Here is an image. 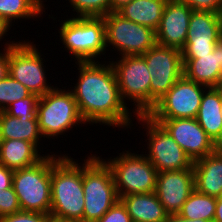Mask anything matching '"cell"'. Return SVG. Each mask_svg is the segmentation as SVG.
Wrapping results in <instances>:
<instances>
[{"mask_svg": "<svg viewBox=\"0 0 222 222\" xmlns=\"http://www.w3.org/2000/svg\"><path fill=\"white\" fill-rule=\"evenodd\" d=\"M44 222H71V221H65V220H62V219H58V218H55V217H52V216H48Z\"/></svg>", "mask_w": 222, "mask_h": 222, "instance_id": "cell-41", "label": "cell"}, {"mask_svg": "<svg viewBox=\"0 0 222 222\" xmlns=\"http://www.w3.org/2000/svg\"><path fill=\"white\" fill-rule=\"evenodd\" d=\"M193 10L179 0H168L156 29L157 44L182 50Z\"/></svg>", "mask_w": 222, "mask_h": 222, "instance_id": "cell-17", "label": "cell"}, {"mask_svg": "<svg viewBox=\"0 0 222 222\" xmlns=\"http://www.w3.org/2000/svg\"><path fill=\"white\" fill-rule=\"evenodd\" d=\"M94 222H133L126 206L119 199L100 219Z\"/></svg>", "mask_w": 222, "mask_h": 222, "instance_id": "cell-31", "label": "cell"}, {"mask_svg": "<svg viewBox=\"0 0 222 222\" xmlns=\"http://www.w3.org/2000/svg\"><path fill=\"white\" fill-rule=\"evenodd\" d=\"M49 215L40 212L20 211L0 218V222H44Z\"/></svg>", "mask_w": 222, "mask_h": 222, "instance_id": "cell-33", "label": "cell"}, {"mask_svg": "<svg viewBox=\"0 0 222 222\" xmlns=\"http://www.w3.org/2000/svg\"><path fill=\"white\" fill-rule=\"evenodd\" d=\"M168 0H132L117 13L122 17L156 31Z\"/></svg>", "mask_w": 222, "mask_h": 222, "instance_id": "cell-24", "label": "cell"}, {"mask_svg": "<svg viewBox=\"0 0 222 222\" xmlns=\"http://www.w3.org/2000/svg\"><path fill=\"white\" fill-rule=\"evenodd\" d=\"M111 62L118 82L122 100H133L136 106L134 115H148L150 112L151 78L142 55H126ZM136 103V104H135ZM136 112V113H135Z\"/></svg>", "mask_w": 222, "mask_h": 222, "instance_id": "cell-8", "label": "cell"}, {"mask_svg": "<svg viewBox=\"0 0 222 222\" xmlns=\"http://www.w3.org/2000/svg\"><path fill=\"white\" fill-rule=\"evenodd\" d=\"M16 43L14 41L6 42L4 52L0 53V80L5 79L9 75V47L14 46Z\"/></svg>", "mask_w": 222, "mask_h": 222, "instance_id": "cell-34", "label": "cell"}, {"mask_svg": "<svg viewBox=\"0 0 222 222\" xmlns=\"http://www.w3.org/2000/svg\"><path fill=\"white\" fill-rule=\"evenodd\" d=\"M153 120L165 128L193 162L213 153L218 148L196 118Z\"/></svg>", "mask_w": 222, "mask_h": 222, "instance_id": "cell-15", "label": "cell"}, {"mask_svg": "<svg viewBox=\"0 0 222 222\" xmlns=\"http://www.w3.org/2000/svg\"><path fill=\"white\" fill-rule=\"evenodd\" d=\"M218 198H221L222 199V190H221V193H220V195H219V197Z\"/></svg>", "mask_w": 222, "mask_h": 222, "instance_id": "cell-43", "label": "cell"}, {"mask_svg": "<svg viewBox=\"0 0 222 222\" xmlns=\"http://www.w3.org/2000/svg\"><path fill=\"white\" fill-rule=\"evenodd\" d=\"M31 92L10 74L0 80V111H4L11 103L29 96Z\"/></svg>", "mask_w": 222, "mask_h": 222, "instance_id": "cell-27", "label": "cell"}, {"mask_svg": "<svg viewBox=\"0 0 222 222\" xmlns=\"http://www.w3.org/2000/svg\"><path fill=\"white\" fill-rule=\"evenodd\" d=\"M195 189L203 194L219 197L222 190V148L193 163Z\"/></svg>", "mask_w": 222, "mask_h": 222, "instance_id": "cell-18", "label": "cell"}, {"mask_svg": "<svg viewBox=\"0 0 222 222\" xmlns=\"http://www.w3.org/2000/svg\"><path fill=\"white\" fill-rule=\"evenodd\" d=\"M183 76L207 88H218L222 83V66H219L218 49L198 55V58H182Z\"/></svg>", "mask_w": 222, "mask_h": 222, "instance_id": "cell-19", "label": "cell"}, {"mask_svg": "<svg viewBox=\"0 0 222 222\" xmlns=\"http://www.w3.org/2000/svg\"><path fill=\"white\" fill-rule=\"evenodd\" d=\"M222 37V14L211 11H193L182 58H198L213 52Z\"/></svg>", "mask_w": 222, "mask_h": 222, "instance_id": "cell-14", "label": "cell"}, {"mask_svg": "<svg viewBox=\"0 0 222 222\" xmlns=\"http://www.w3.org/2000/svg\"><path fill=\"white\" fill-rule=\"evenodd\" d=\"M52 155L47 154L37 164L14 170L13 189L21 211L50 215Z\"/></svg>", "mask_w": 222, "mask_h": 222, "instance_id": "cell-4", "label": "cell"}, {"mask_svg": "<svg viewBox=\"0 0 222 222\" xmlns=\"http://www.w3.org/2000/svg\"><path fill=\"white\" fill-rule=\"evenodd\" d=\"M14 170L0 164V189L5 190L12 187Z\"/></svg>", "mask_w": 222, "mask_h": 222, "instance_id": "cell-35", "label": "cell"}, {"mask_svg": "<svg viewBox=\"0 0 222 222\" xmlns=\"http://www.w3.org/2000/svg\"><path fill=\"white\" fill-rule=\"evenodd\" d=\"M194 190L193 168L157 173L155 193L169 215L178 214Z\"/></svg>", "mask_w": 222, "mask_h": 222, "instance_id": "cell-16", "label": "cell"}, {"mask_svg": "<svg viewBox=\"0 0 222 222\" xmlns=\"http://www.w3.org/2000/svg\"><path fill=\"white\" fill-rule=\"evenodd\" d=\"M217 197L198 192L196 189L182 205L178 215L189 220H207L213 222L216 212Z\"/></svg>", "mask_w": 222, "mask_h": 222, "instance_id": "cell-25", "label": "cell"}, {"mask_svg": "<svg viewBox=\"0 0 222 222\" xmlns=\"http://www.w3.org/2000/svg\"><path fill=\"white\" fill-rule=\"evenodd\" d=\"M208 88L182 76L148 113L152 119L196 118Z\"/></svg>", "mask_w": 222, "mask_h": 222, "instance_id": "cell-13", "label": "cell"}, {"mask_svg": "<svg viewBox=\"0 0 222 222\" xmlns=\"http://www.w3.org/2000/svg\"><path fill=\"white\" fill-rule=\"evenodd\" d=\"M20 211L21 207L13 186L5 190L0 189V218Z\"/></svg>", "mask_w": 222, "mask_h": 222, "instance_id": "cell-30", "label": "cell"}, {"mask_svg": "<svg viewBox=\"0 0 222 222\" xmlns=\"http://www.w3.org/2000/svg\"><path fill=\"white\" fill-rule=\"evenodd\" d=\"M10 29V25L0 16V41Z\"/></svg>", "mask_w": 222, "mask_h": 222, "instance_id": "cell-39", "label": "cell"}, {"mask_svg": "<svg viewBox=\"0 0 222 222\" xmlns=\"http://www.w3.org/2000/svg\"><path fill=\"white\" fill-rule=\"evenodd\" d=\"M222 91L219 88H208L202 96L196 120L206 134L222 148Z\"/></svg>", "mask_w": 222, "mask_h": 222, "instance_id": "cell-20", "label": "cell"}, {"mask_svg": "<svg viewBox=\"0 0 222 222\" xmlns=\"http://www.w3.org/2000/svg\"><path fill=\"white\" fill-rule=\"evenodd\" d=\"M32 42H17L9 47V74L31 93L43 96L54 87L48 85L41 53Z\"/></svg>", "mask_w": 222, "mask_h": 222, "instance_id": "cell-12", "label": "cell"}, {"mask_svg": "<svg viewBox=\"0 0 222 222\" xmlns=\"http://www.w3.org/2000/svg\"><path fill=\"white\" fill-rule=\"evenodd\" d=\"M132 0H111L112 12H117L123 6L129 4Z\"/></svg>", "mask_w": 222, "mask_h": 222, "instance_id": "cell-37", "label": "cell"}, {"mask_svg": "<svg viewBox=\"0 0 222 222\" xmlns=\"http://www.w3.org/2000/svg\"><path fill=\"white\" fill-rule=\"evenodd\" d=\"M213 222H222V199L217 197L216 212Z\"/></svg>", "mask_w": 222, "mask_h": 222, "instance_id": "cell-38", "label": "cell"}, {"mask_svg": "<svg viewBox=\"0 0 222 222\" xmlns=\"http://www.w3.org/2000/svg\"><path fill=\"white\" fill-rule=\"evenodd\" d=\"M59 34L67 52L77 62L96 61L95 58L106 53L103 17L68 18L62 21Z\"/></svg>", "mask_w": 222, "mask_h": 222, "instance_id": "cell-5", "label": "cell"}, {"mask_svg": "<svg viewBox=\"0 0 222 222\" xmlns=\"http://www.w3.org/2000/svg\"><path fill=\"white\" fill-rule=\"evenodd\" d=\"M137 121H141L146 134L149 137L147 159L157 169V172L192 169L193 161L171 135L160 124L148 115H137Z\"/></svg>", "mask_w": 222, "mask_h": 222, "instance_id": "cell-10", "label": "cell"}, {"mask_svg": "<svg viewBox=\"0 0 222 222\" xmlns=\"http://www.w3.org/2000/svg\"><path fill=\"white\" fill-rule=\"evenodd\" d=\"M75 63H78L80 74L77 84L70 91L85 124L129 128L132 114L121 98L111 62L108 65L106 61L103 65L98 61Z\"/></svg>", "mask_w": 222, "mask_h": 222, "instance_id": "cell-1", "label": "cell"}, {"mask_svg": "<svg viewBox=\"0 0 222 222\" xmlns=\"http://www.w3.org/2000/svg\"><path fill=\"white\" fill-rule=\"evenodd\" d=\"M58 157V158H57ZM83 165L71 156L52 155L50 216L83 222Z\"/></svg>", "mask_w": 222, "mask_h": 222, "instance_id": "cell-2", "label": "cell"}, {"mask_svg": "<svg viewBox=\"0 0 222 222\" xmlns=\"http://www.w3.org/2000/svg\"><path fill=\"white\" fill-rule=\"evenodd\" d=\"M133 222H166L168 213L155 192L125 195L120 198Z\"/></svg>", "mask_w": 222, "mask_h": 222, "instance_id": "cell-21", "label": "cell"}, {"mask_svg": "<svg viewBox=\"0 0 222 222\" xmlns=\"http://www.w3.org/2000/svg\"><path fill=\"white\" fill-rule=\"evenodd\" d=\"M44 7L42 0H0V16L11 26L16 19L40 17Z\"/></svg>", "mask_w": 222, "mask_h": 222, "instance_id": "cell-26", "label": "cell"}, {"mask_svg": "<svg viewBox=\"0 0 222 222\" xmlns=\"http://www.w3.org/2000/svg\"><path fill=\"white\" fill-rule=\"evenodd\" d=\"M43 137L37 118L13 117L0 111V140L18 139L32 142L39 148V138ZM38 145V146H37Z\"/></svg>", "mask_w": 222, "mask_h": 222, "instance_id": "cell-23", "label": "cell"}, {"mask_svg": "<svg viewBox=\"0 0 222 222\" xmlns=\"http://www.w3.org/2000/svg\"><path fill=\"white\" fill-rule=\"evenodd\" d=\"M119 154L105 161L112 170L119 199L130 194L155 192L158 172L147 157L128 150Z\"/></svg>", "mask_w": 222, "mask_h": 222, "instance_id": "cell-7", "label": "cell"}, {"mask_svg": "<svg viewBox=\"0 0 222 222\" xmlns=\"http://www.w3.org/2000/svg\"><path fill=\"white\" fill-rule=\"evenodd\" d=\"M105 45L122 56L142 55L157 44L155 30L122 17L117 12L103 16ZM115 47V48H114Z\"/></svg>", "mask_w": 222, "mask_h": 222, "instance_id": "cell-9", "label": "cell"}, {"mask_svg": "<svg viewBox=\"0 0 222 222\" xmlns=\"http://www.w3.org/2000/svg\"><path fill=\"white\" fill-rule=\"evenodd\" d=\"M215 47L218 49L219 66H222V37L215 44Z\"/></svg>", "mask_w": 222, "mask_h": 222, "instance_id": "cell-40", "label": "cell"}, {"mask_svg": "<svg viewBox=\"0 0 222 222\" xmlns=\"http://www.w3.org/2000/svg\"><path fill=\"white\" fill-rule=\"evenodd\" d=\"M38 148L29 141L11 139L0 140V164L17 170L33 166L45 156L40 155Z\"/></svg>", "mask_w": 222, "mask_h": 222, "instance_id": "cell-22", "label": "cell"}, {"mask_svg": "<svg viewBox=\"0 0 222 222\" xmlns=\"http://www.w3.org/2000/svg\"><path fill=\"white\" fill-rule=\"evenodd\" d=\"M150 73V111L183 76L182 52L156 44L142 54Z\"/></svg>", "mask_w": 222, "mask_h": 222, "instance_id": "cell-11", "label": "cell"}, {"mask_svg": "<svg viewBox=\"0 0 222 222\" xmlns=\"http://www.w3.org/2000/svg\"><path fill=\"white\" fill-rule=\"evenodd\" d=\"M76 17H103L112 12L111 0H68Z\"/></svg>", "mask_w": 222, "mask_h": 222, "instance_id": "cell-28", "label": "cell"}, {"mask_svg": "<svg viewBox=\"0 0 222 222\" xmlns=\"http://www.w3.org/2000/svg\"><path fill=\"white\" fill-rule=\"evenodd\" d=\"M218 88L222 91V83L220 84V86Z\"/></svg>", "mask_w": 222, "mask_h": 222, "instance_id": "cell-42", "label": "cell"}, {"mask_svg": "<svg viewBox=\"0 0 222 222\" xmlns=\"http://www.w3.org/2000/svg\"><path fill=\"white\" fill-rule=\"evenodd\" d=\"M36 116L42 136L48 139L68 132L76 124H85L72 92L57 86L39 97Z\"/></svg>", "mask_w": 222, "mask_h": 222, "instance_id": "cell-6", "label": "cell"}, {"mask_svg": "<svg viewBox=\"0 0 222 222\" xmlns=\"http://www.w3.org/2000/svg\"><path fill=\"white\" fill-rule=\"evenodd\" d=\"M166 222H210V221L202 220V219L189 220V219L180 217L178 214H170L168 215Z\"/></svg>", "mask_w": 222, "mask_h": 222, "instance_id": "cell-36", "label": "cell"}, {"mask_svg": "<svg viewBox=\"0 0 222 222\" xmlns=\"http://www.w3.org/2000/svg\"><path fill=\"white\" fill-rule=\"evenodd\" d=\"M193 11H211L222 14V0H179Z\"/></svg>", "mask_w": 222, "mask_h": 222, "instance_id": "cell-32", "label": "cell"}, {"mask_svg": "<svg viewBox=\"0 0 222 222\" xmlns=\"http://www.w3.org/2000/svg\"><path fill=\"white\" fill-rule=\"evenodd\" d=\"M38 100L39 96L31 93L29 96L11 103L4 111L13 117L37 118Z\"/></svg>", "mask_w": 222, "mask_h": 222, "instance_id": "cell-29", "label": "cell"}, {"mask_svg": "<svg viewBox=\"0 0 222 222\" xmlns=\"http://www.w3.org/2000/svg\"><path fill=\"white\" fill-rule=\"evenodd\" d=\"M106 159L91 154L83 163V222L100 219L118 200L111 168Z\"/></svg>", "mask_w": 222, "mask_h": 222, "instance_id": "cell-3", "label": "cell"}]
</instances>
